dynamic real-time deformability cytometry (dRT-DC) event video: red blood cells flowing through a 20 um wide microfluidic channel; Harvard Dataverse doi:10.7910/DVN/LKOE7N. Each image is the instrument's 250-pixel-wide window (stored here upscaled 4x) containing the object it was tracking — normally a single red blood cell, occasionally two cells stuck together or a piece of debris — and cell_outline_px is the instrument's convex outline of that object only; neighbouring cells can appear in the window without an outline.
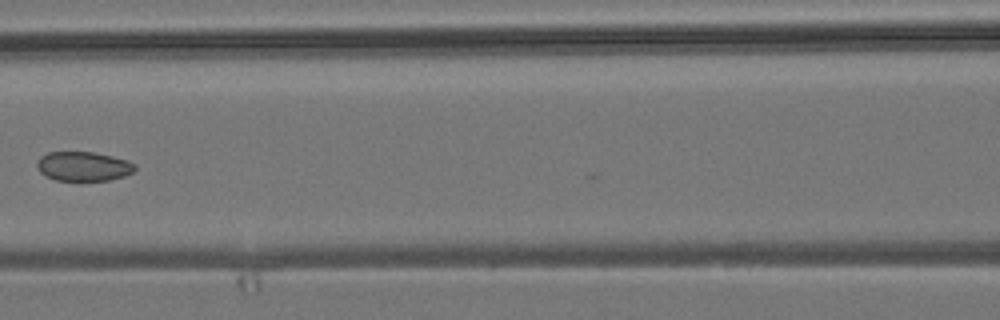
{"species": "common noctule bat (a hibernating species)", "species_latin": "Nyctalus noctula", "temperature_condition": "room temperature", "stored_images_in_passage": 5, "camera_frame_rate_fps": 3000, "um_per_image_px": 0.085, "animal": {"sex": "male", "body_mass_g": 19.2, "forearm_length_mm": 51.8}, "frame": {"image": 1, "passage_image": 4, "time_ms": 3.667, "image_size_px": [1000, 320], "cell_outline_px": [[136, 168], [132, 172], [124, 176], [108, 180], [56, 180], [44, 176], [36, 168], [36, 164], [40, 156], [48, 152], [92, 152], [112, 156], [128, 160], [136, 164]], "centroid_in_image_um": [7.07, 14.13], "position_along_channel_um": 159.5, "area_um2": 16.82}}
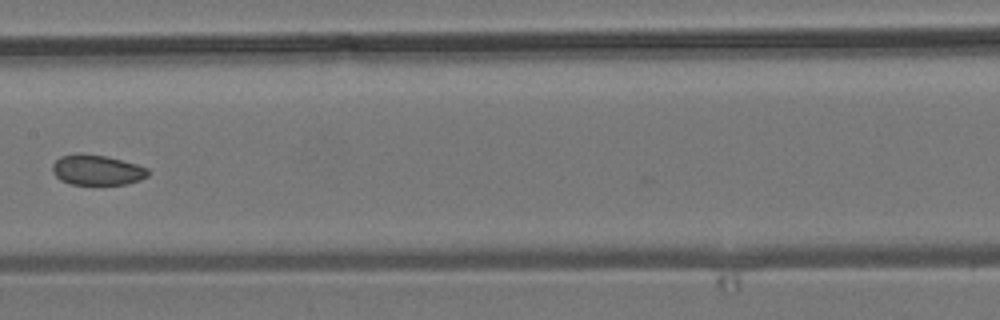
{"frame": {"image": 2, "passage_image": 5, "time_ms": 4.667, "image_size_px": [1000, 320], "cell_outline_px": [[148, 176], [140, 180], [128, 184], [72, 184], [60, 180], [52, 172], [52, 164], [60, 156], [76, 152], [80, 152], [104, 156], [136, 164], [148, 168]], "centroid_in_image_um": [8.21, 14.44], "position_along_channel_um": 199.2, "area_um2": 16.94}}